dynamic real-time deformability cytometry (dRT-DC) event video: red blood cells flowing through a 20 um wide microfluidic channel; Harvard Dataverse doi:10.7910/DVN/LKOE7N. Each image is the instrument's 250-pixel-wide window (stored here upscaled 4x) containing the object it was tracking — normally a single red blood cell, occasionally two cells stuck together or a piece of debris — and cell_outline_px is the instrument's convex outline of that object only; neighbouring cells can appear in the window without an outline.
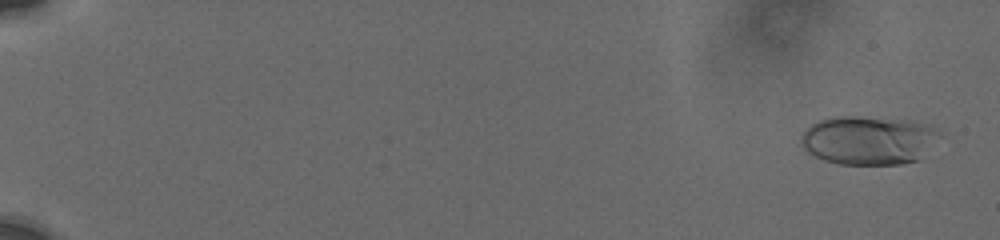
{"species": "human", "species_latin": "Homo sapiens", "temperature_condition": "cold", "stored_images_in_passage": 18, "camera_frame_rate_fps": 3000, "um_per_image_px": 0.085, "donor": {"sex": "male"}, "frame": {"image": 1, "passage_image": 2, "time_ms": 0.667, "image_size_px": [1000, 240], "cell_outline_px": [[936, 132], [920, 160], [900, 164], [840, 164], [824, 160], [808, 152], [804, 148], [800, 140], [800, 136], [812, 124], [820, 120], [836, 116], [860, 116], [908, 120], [924, 124]], "centroid_in_image_um": [73.71, 11.92], "position_along_channel_um": 11.3, "area_um2": 38.44}}
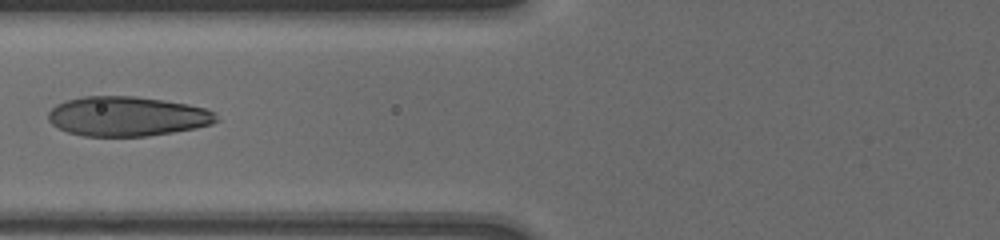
{"frame": {"image": 2, "passage_image": 15, "time_ms": 8.667, "image_size_px": [1000, 240], "cell_outline_px": [[220, 120], [212, 124], [196, 128], [148, 136], [84, 136], [68, 132], [52, 124], [48, 120], [48, 112], [56, 104], [68, 100], [84, 96], [136, 96], [188, 104], [204, 108], [212, 112]], "centroid_in_image_um": [10.8, 9.89], "position_along_channel_um": 115.0, "area_um2": 38.73}}
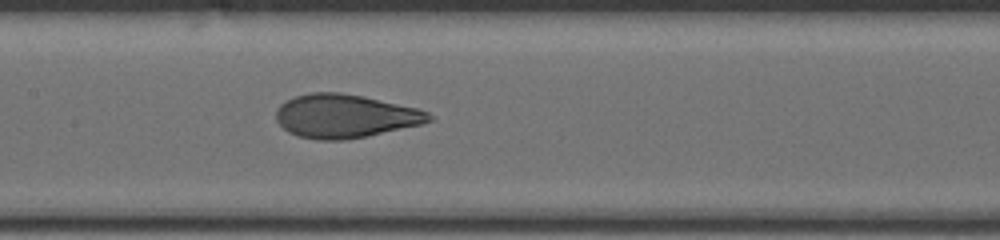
{"frame": {"image": 3, "passage_image": 18, "time_ms": 10.333, "image_size_px": [1000, 240], "cell_outline_px": [[432, 120], [420, 124], [364, 136], [344, 140], [316, 140], [296, 136], [288, 132], [276, 120], [276, 112], [280, 104], [296, 96], [312, 92], [340, 92], [364, 96], [416, 108], [428, 112], [432, 116]], "centroid_in_image_um": [29.28, 9.86], "position_along_channel_um": 178.1, "area_um2": 38.44}}